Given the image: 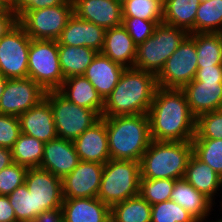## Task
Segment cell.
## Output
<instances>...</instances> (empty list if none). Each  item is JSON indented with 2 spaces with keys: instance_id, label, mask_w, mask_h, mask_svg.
<instances>
[{
  "instance_id": "obj_48",
  "label": "cell",
  "mask_w": 222,
  "mask_h": 222,
  "mask_svg": "<svg viewBox=\"0 0 222 222\" xmlns=\"http://www.w3.org/2000/svg\"><path fill=\"white\" fill-rule=\"evenodd\" d=\"M8 78H5L1 73H0V99H1V96L4 92V89H5V84L7 82Z\"/></svg>"
},
{
  "instance_id": "obj_25",
  "label": "cell",
  "mask_w": 222,
  "mask_h": 222,
  "mask_svg": "<svg viewBox=\"0 0 222 222\" xmlns=\"http://www.w3.org/2000/svg\"><path fill=\"white\" fill-rule=\"evenodd\" d=\"M183 178L212 202L216 198L217 191H220L222 188V177L208 164L201 161L194 153H192L188 160Z\"/></svg>"
},
{
  "instance_id": "obj_10",
  "label": "cell",
  "mask_w": 222,
  "mask_h": 222,
  "mask_svg": "<svg viewBox=\"0 0 222 222\" xmlns=\"http://www.w3.org/2000/svg\"><path fill=\"white\" fill-rule=\"evenodd\" d=\"M197 69L195 33H189L156 76L157 86L182 89L195 79Z\"/></svg>"
},
{
  "instance_id": "obj_14",
  "label": "cell",
  "mask_w": 222,
  "mask_h": 222,
  "mask_svg": "<svg viewBox=\"0 0 222 222\" xmlns=\"http://www.w3.org/2000/svg\"><path fill=\"white\" fill-rule=\"evenodd\" d=\"M104 164L80 161L62 179L63 198H97Z\"/></svg>"
},
{
  "instance_id": "obj_21",
  "label": "cell",
  "mask_w": 222,
  "mask_h": 222,
  "mask_svg": "<svg viewBox=\"0 0 222 222\" xmlns=\"http://www.w3.org/2000/svg\"><path fill=\"white\" fill-rule=\"evenodd\" d=\"M124 70L125 67L98 52L83 76L90 81L105 101L119 82Z\"/></svg>"
},
{
  "instance_id": "obj_1",
  "label": "cell",
  "mask_w": 222,
  "mask_h": 222,
  "mask_svg": "<svg viewBox=\"0 0 222 222\" xmlns=\"http://www.w3.org/2000/svg\"><path fill=\"white\" fill-rule=\"evenodd\" d=\"M153 141H192L196 117L182 89L157 87L148 111Z\"/></svg>"
},
{
  "instance_id": "obj_38",
  "label": "cell",
  "mask_w": 222,
  "mask_h": 222,
  "mask_svg": "<svg viewBox=\"0 0 222 222\" xmlns=\"http://www.w3.org/2000/svg\"><path fill=\"white\" fill-rule=\"evenodd\" d=\"M193 139H222V110L206 112L196 118Z\"/></svg>"
},
{
  "instance_id": "obj_40",
  "label": "cell",
  "mask_w": 222,
  "mask_h": 222,
  "mask_svg": "<svg viewBox=\"0 0 222 222\" xmlns=\"http://www.w3.org/2000/svg\"><path fill=\"white\" fill-rule=\"evenodd\" d=\"M28 168L13 162L0 171V195H9L18 186L25 183Z\"/></svg>"
},
{
  "instance_id": "obj_16",
  "label": "cell",
  "mask_w": 222,
  "mask_h": 222,
  "mask_svg": "<svg viewBox=\"0 0 222 222\" xmlns=\"http://www.w3.org/2000/svg\"><path fill=\"white\" fill-rule=\"evenodd\" d=\"M79 162L73 141L57 137L45 143L40 168L48 170L62 180Z\"/></svg>"
},
{
  "instance_id": "obj_24",
  "label": "cell",
  "mask_w": 222,
  "mask_h": 222,
  "mask_svg": "<svg viewBox=\"0 0 222 222\" xmlns=\"http://www.w3.org/2000/svg\"><path fill=\"white\" fill-rule=\"evenodd\" d=\"M102 54L125 68L134 67L136 45L123 25L106 29Z\"/></svg>"
},
{
  "instance_id": "obj_9",
  "label": "cell",
  "mask_w": 222,
  "mask_h": 222,
  "mask_svg": "<svg viewBox=\"0 0 222 222\" xmlns=\"http://www.w3.org/2000/svg\"><path fill=\"white\" fill-rule=\"evenodd\" d=\"M73 15V1L38 10L24 11L18 23L31 39L58 40Z\"/></svg>"
},
{
  "instance_id": "obj_5",
  "label": "cell",
  "mask_w": 222,
  "mask_h": 222,
  "mask_svg": "<svg viewBox=\"0 0 222 222\" xmlns=\"http://www.w3.org/2000/svg\"><path fill=\"white\" fill-rule=\"evenodd\" d=\"M140 162L109 159L103 167L97 198L110 207L139 194Z\"/></svg>"
},
{
  "instance_id": "obj_2",
  "label": "cell",
  "mask_w": 222,
  "mask_h": 222,
  "mask_svg": "<svg viewBox=\"0 0 222 222\" xmlns=\"http://www.w3.org/2000/svg\"><path fill=\"white\" fill-rule=\"evenodd\" d=\"M157 87L155 74L134 67L125 68L104 101L102 117L148 114Z\"/></svg>"
},
{
  "instance_id": "obj_23",
  "label": "cell",
  "mask_w": 222,
  "mask_h": 222,
  "mask_svg": "<svg viewBox=\"0 0 222 222\" xmlns=\"http://www.w3.org/2000/svg\"><path fill=\"white\" fill-rule=\"evenodd\" d=\"M57 91L68 101L80 107L94 110L102 117L104 100L83 75L66 78Z\"/></svg>"
},
{
  "instance_id": "obj_6",
  "label": "cell",
  "mask_w": 222,
  "mask_h": 222,
  "mask_svg": "<svg viewBox=\"0 0 222 222\" xmlns=\"http://www.w3.org/2000/svg\"><path fill=\"white\" fill-rule=\"evenodd\" d=\"M189 33L179 27L158 24L150 38L136 46L134 68L155 74L163 69L167 59Z\"/></svg>"
},
{
  "instance_id": "obj_4",
  "label": "cell",
  "mask_w": 222,
  "mask_h": 222,
  "mask_svg": "<svg viewBox=\"0 0 222 222\" xmlns=\"http://www.w3.org/2000/svg\"><path fill=\"white\" fill-rule=\"evenodd\" d=\"M192 153V141L152 140L140 161L141 178L182 179Z\"/></svg>"
},
{
  "instance_id": "obj_29",
  "label": "cell",
  "mask_w": 222,
  "mask_h": 222,
  "mask_svg": "<svg viewBox=\"0 0 222 222\" xmlns=\"http://www.w3.org/2000/svg\"><path fill=\"white\" fill-rule=\"evenodd\" d=\"M111 222H151V204L140 194L110 207Z\"/></svg>"
},
{
  "instance_id": "obj_22",
  "label": "cell",
  "mask_w": 222,
  "mask_h": 222,
  "mask_svg": "<svg viewBox=\"0 0 222 222\" xmlns=\"http://www.w3.org/2000/svg\"><path fill=\"white\" fill-rule=\"evenodd\" d=\"M63 222H111L110 206L98 198H63Z\"/></svg>"
},
{
  "instance_id": "obj_34",
  "label": "cell",
  "mask_w": 222,
  "mask_h": 222,
  "mask_svg": "<svg viewBox=\"0 0 222 222\" xmlns=\"http://www.w3.org/2000/svg\"><path fill=\"white\" fill-rule=\"evenodd\" d=\"M193 153L222 177V139H192Z\"/></svg>"
},
{
  "instance_id": "obj_26",
  "label": "cell",
  "mask_w": 222,
  "mask_h": 222,
  "mask_svg": "<svg viewBox=\"0 0 222 222\" xmlns=\"http://www.w3.org/2000/svg\"><path fill=\"white\" fill-rule=\"evenodd\" d=\"M170 200L175 201L192 214L199 222L206 220L214 203L204 194L198 192L184 178L175 181Z\"/></svg>"
},
{
  "instance_id": "obj_51",
  "label": "cell",
  "mask_w": 222,
  "mask_h": 222,
  "mask_svg": "<svg viewBox=\"0 0 222 222\" xmlns=\"http://www.w3.org/2000/svg\"><path fill=\"white\" fill-rule=\"evenodd\" d=\"M117 2H120L121 4H123L125 1L127 0H116Z\"/></svg>"
},
{
  "instance_id": "obj_8",
  "label": "cell",
  "mask_w": 222,
  "mask_h": 222,
  "mask_svg": "<svg viewBox=\"0 0 222 222\" xmlns=\"http://www.w3.org/2000/svg\"><path fill=\"white\" fill-rule=\"evenodd\" d=\"M28 77L45 91H57L64 82L58 55V41L31 39L28 52Z\"/></svg>"
},
{
  "instance_id": "obj_44",
  "label": "cell",
  "mask_w": 222,
  "mask_h": 222,
  "mask_svg": "<svg viewBox=\"0 0 222 222\" xmlns=\"http://www.w3.org/2000/svg\"><path fill=\"white\" fill-rule=\"evenodd\" d=\"M18 24V17L13 10L0 12V39Z\"/></svg>"
},
{
  "instance_id": "obj_42",
  "label": "cell",
  "mask_w": 222,
  "mask_h": 222,
  "mask_svg": "<svg viewBox=\"0 0 222 222\" xmlns=\"http://www.w3.org/2000/svg\"><path fill=\"white\" fill-rule=\"evenodd\" d=\"M68 0H16L11 9L19 17L24 11L38 10L66 3Z\"/></svg>"
},
{
  "instance_id": "obj_19",
  "label": "cell",
  "mask_w": 222,
  "mask_h": 222,
  "mask_svg": "<svg viewBox=\"0 0 222 222\" xmlns=\"http://www.w3.org/2000/svg\"><path fill=\"white\" fill-rule=\"evenodd\" d=\"M184 91L191 113L200 114L220 110L222 107V81H196L186 84Z\"/></svg>"
},
{
  "instance_id": "obj_7",
  "label": "cell",
  "mask_w": 222,
  "mask_h": 222,
  "mask_svg": "<svg viewBox=\"0 0 222 222\" xmlns=\"http://www.w3.org/2000/svg\"><path fill=\"white\" fill-rule=\"evenodd\" d=\"M45 98L51 106L58 138L74 141L101 119L96 111L68 101L58 91H46Z\"/></svg>"
},
{
  "instance_id": "obj_17",
  "label": "cell",
  "mask_w": 222,
  "mask_h": 222,
  "mask_svg": "<svg viewBox=\"0 0 222 222\" xmlns=\"http://www.w3.org/2000/svg\"><path fill=\"white\" fill-rule=\"evenodd\" d=\"M106 29L78 18L74 13L67 21L59 37L58 45L85 46L101 52Z\"/></svg>"
},
{
  "instance_id": "obj_39",
  "label": "cell",
  "mask_w": 222,
  "mask_h": 222,
  "mask_svg": "<svg viewBox=\"0 0 222 222\" xmlns=\"http://www.w3.org/2000/svg\"><path fill=\"white\" fill-rule=\"evenodd\" d=\"M161 23V21L143 20L136 17H123L122 20L123 27L127 30L136 46L150 38L155 27Z\"/></svg>"
},
{
  "instance_id": "obj_32",
  "label": "cell",
  "mask_w": 222,
  "mask_h": 222,
  "mask_svg": "<svg viewBox=\"0 0 222 222\" xmlns=\"http://www.w3.org/2000/svg\"><path fill=\"white\" fill-rule=\"evenodd\" d=\"M222 33V0L200 2L195 18V33Z\"/></svg>"
},
{
  "instance_id": "obj_46",
  "label": "cell",
  "mask_w": 222,
  "mask_h": 222,
  "mask_svg": "<svg viewBox=\"0 0 222 222\" xmlns=\"http://www.w3.org/2000/svg\"><path fill=\"white\" fill-rule=\"evenodd\" d=\"M24 222H63L62 207L46 210L42 212L36 219Z\"/></svg>"
},
{
  "instance_id": "obj_31",
  "label": "cell",
  "mask_w": 222,
  "mask_h": 222,
  "mask_svg": "<svg viewBox=\"0 0 222 222\" xmlns=\"http://www.w3.org/2000/svg\"><path fill=\"white\" fill-rule=\"evenodd\" d=\"M198 67L222 65V33H195Z\"/></svg>"
},
{
  "instance_id": "obj_3",
  "label": "cell",
  "mask_w": 222,
  "mask_h": 222,
  "mask_svg": "<svg viewBox=\"0 0 222 222\" xmlns=\"http://www.w3.org/2000/svg\"><path fill=\"white\" fill-rule=\"evenodd\" d=\"M102 118L107 129L110 158L140 162L152 141L148 114Z\"/></svg>"
},
{
  "instance_id": "obj_30",
  "label": "cell",
  "mask_w": 222,
  "mask_h": 222,
  "mask_svg": "<svg viewBox=\"0 0 222 222\" xmlns=\"http://www.w3.org/2000/svg\"><path fill=\"white\" fill-rule=\"evenodd\" d=\"M44 145L39 139L21 132L11 148L13 161L27 168L40 167Z\"/></svg>"
},
{
  "instance_id": "obj_41",
  "label": "cell",
  "mask_w": 222,
  "mask_h": 222,
  "mask_svg": "<svg viewBox=\"0 0 222 222\" xmlns=\"http://www.w3.org/2000/svg\"><path fill=\"white\" fill-rule=\"evenodd\" d=\"M20 133L18 116L0 114V147L11 149Z\"/></svg>"
},
{
  "instance_id": "obj_18",
  "label": "cell",
  "mask_w": 222,
  "mask_h": 222,
  "mask_svg": "<svg viewBox=\"0 0 222 222\" xmlns=\"http://www.w3.org/2000/svg\"><path fill=\"white\" fill-rule=\"evenodd\" d=\"M73 143L80 161L105 164L111 159L106 124L102 117L78 136Z\"/></svg>"
},
{
  "instance_id": "obj_43",
  "label": "cell",
  "mask_w": 222,
  "mask_h": 222,
  "mask_svg": "<svg viewBox=\"0 0 222 222\" xmlns=\"http://www.w3.org/2000/svg\"><path fill=\"white\" fill-rule=\"evenodd\" d=\"M196 81H222V65L198 67Z\"/></svg>"
},
{
  "instance_id": "obj_11",
  "label": "cell",
  "mask_w": 222,
  "mask_h": 222,
  "mask_svg": "<svg viewBox=\"0 0 222 222\" xmlns=\"http://www.w3.org/2000/svg\"><path fill=\"white\" fill-rule=\"evenodd\" d=\"M31 38L18 23L0 39V73L8 79L28 77Z\"/></svg>"
},
{
  "instance_id": "obj_50",
  "label": "cell",
  "mask_w": 222,
  "mask_h": 222,
  "mask_svg": "<svg viewBox=\"0 0 222 222\" xmlns=\"http://www.w3.org/2000/svg\"><path fill=\"white\" fill-rule=\"evenodd\" d=\"M10 8L16 3V0H3Z\"/></svg>"
},
{
  "instance_id": "obj_47",
  "label": "cell",
  "mask_w": 222,
  "mask_h": 222,
  "mask_svg": "<svg viewBox=\"0 0 222 222\" xmlns=\"http://www.w3.org/2000/svg\"><path fill=\"white\" fill-rule=\"evenodd\" d=\"M11 149L0 147V171L13 163Z\"/></svg>"
},
{
  "instance_id": "obj_27",
  "label": "cell",
  "mask_w": 222,
  "mask_h": 222,
  "mask_svg": "<svg viewBox=\"0 0 222 222\" xmlns=\"http://www.w3.org/2000/svg\"><path fill=\"white\" fill-rule=\"evenodd\" d=\"M199 4V0H164L162 23L182 28L188 33H195V18Z\"/></svg>"
},
{
  "instance_id": "obj_36",
  "label": "cell",
  "mask_w": 222,
  "mask_h": 222,
  "mask_svg": "<svg viewBox=\"0 0 222 222\" xmlns=\"http://www.w3.org/2000/svg\"><path fill=\"white\" fill-rule=\"evenodd\" d=\"M151 222H199L175 201L151 205Z\"/></svg>"
},
{
  "instance_id": "obj_12",
  "label": "cell",
  "mask_w": 222,
  "mask_h": 222,
  "mask_svg": "<svg viewBox=\"0 0 222 222\" xmlns=\"http://www.w3.org/2000/svg\"><path fill=\"white\" fill-rule=\"evenodd\" d=\"M25 184L34 201V219L42 212L63 204L62 180L40 167L28 168Z\"/></svg>"
},
{
  "instance_id": "obj_45",
  "label": "cell",
  "mask_w": 222,
  "mask_h": 222,
  "mask_svg": "<svg viewBox=\"0 0 222 222\" xmlns=\"http://www.w3.org/2000/svg\"><path fill=\"white\" fill-rule=\"evenodd\" d=\"M0 222H16L14 209L7 195H0Z\"/></svg>"
},
{
  "instance_id": "obj_20",
  "label": "cell",
  "mask_w": 222,
  "mask_h": 222,
  "mask_svg": "<svg viewBox=\"0 0 222 222\" xmlns=\"http://www.w3.org/2000/svg\"><path fill=\"white\" fill-rule=\"evenodd\" d=\"M21 132L47 143L57 138L53 113L44 98L37 105L19 116Z\"/></svg>"
},
{
  "instance_id": "obj_13",
  "label": "cell",
  "mask_w": 222,
  "mask_h": 222,
  "mask_svg": "<svg viewBox=\"0 0 222 222\" xmlns=\"http://www.w3.org/2000/svg\"><path fill=\"white\" fill-rule=\"evenodd\" d=\"M45 94L32 78L8 79L0 99V114L19 117L43 100Z\"/></svg>"
},
{
  "instance_id": "obj_15",
  "label": "cell",
  "mask_w": 222,
  "mask_h": 222,
  "mask_svg": "<svg viewBox=\"0 0 222 222\" xmlns=\"http://www.w3.org/2000/svg\"><path fill=\"white\" fill-rule=\"evenodd\" d=\"M73 13L105 29L122 25V4L116 0H72Z\"/></svg>"
},
{
  "instance_id": "obj_33",
  "label": "cell",
  "mask_w": 222,
  "mask_h": 222,
  "mask_svg": "<svg viewBox=\"0 0 222 222\" xmlns=\"http://www.w3.org/2000/svg\"><path fill=\"white\" fill-rule=\"evenodd\" d=\"M122 17L163 22L164 0H127L122 4Z\"/></svg>"
},
{
  "instance_id": "obj_49",
  "label": "cell",
  "mask_w": 222,
  "mask_h": 222,
  "mask_svg": "<svg viewBox=\"0 0 222 222\" xmlns=\"http://www.w3.org/2000/svg\"><path fill=\"white\" fill-rule=\"evenodd\" d=\"M12 10L3 0H0V12Z\"/></svg>"
},
{
  "instance_id": "obj_35",
  "label": "cell",
  "mask_w": 222,
  "mask_h": 222,
  "mask_svg": "<svg viewBox=\"0 0 222 222\" xmlns=\"http://www.w3.org/2000/svg\"><path fill=\"white\" fill-rule=\"evenodd\" d=\"M176 180L140 178L139 194L151 205L170 200Z\"/></svg>"
},
{
  "instance_id": "obj_28",
  "label": "cell",
  "mask_w": 222,
  "mask_h": 222,
  "mask_svg": "<svg viewBox=\"0 0 222 222\" xmlns=\"http://www.w3.org/2000/svg\"><path fill=\"white\" fill-rule=\"evenodd\" d=\"M97 53L94 49L85 46L58 45L60 67L64 79L83 75Z\"/></svg>"
},
{
  "instance_id": "obj_37",
  "label": "cell",
  "mask_w": 222,
  "mask_h": 222,
  "mask_svg": "<svg viewBox=\"0 0 222 222\" xmlns=\"http://www.w3.org/2000/svg\"><path fill=\"white\" fill-rule=\"evenodd\" d=\"M7 196L14 209L16 222L34 220L33 196L29 193L28 187L25 183L18 186Z\"/></svg>"
}]
</instances>
